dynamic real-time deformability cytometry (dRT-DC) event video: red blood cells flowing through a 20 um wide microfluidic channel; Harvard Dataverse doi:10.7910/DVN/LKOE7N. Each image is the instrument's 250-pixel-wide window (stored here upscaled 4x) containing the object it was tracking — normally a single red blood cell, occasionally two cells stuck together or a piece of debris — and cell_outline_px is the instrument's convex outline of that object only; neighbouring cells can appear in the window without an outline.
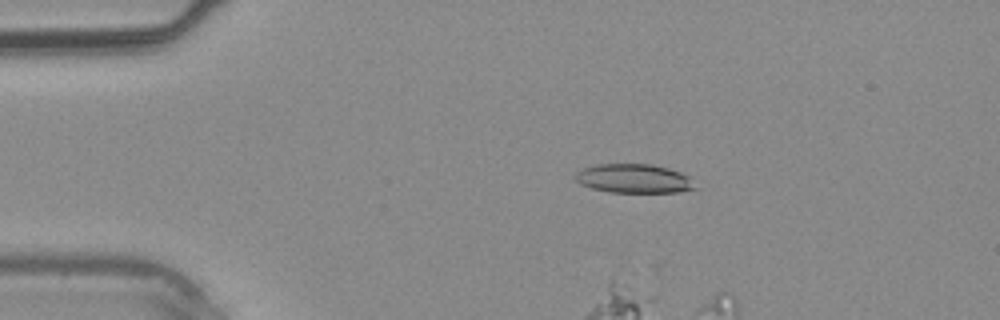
{"species": "common noctule bat (a hibernating species)", "species_latin": "Nyctalus noctula", "temperature_condition": "warm", "stored_images_in_passage": 11, "camera_frame_rate_fps": 3000, "um_per_image_px": 0.085, "animal": {"sex": "male", "body_mass_g": 20.4}, "frame": {"image": 1, "passage_image": 7, "time_ms": 2.0, "image_size_px": [1000, 320], "cell_outline_px": [[700, 188], [680, 192], [608, 192], [592, 188], [580, 184], [576, 180], [576, 172], [584, 168], [596, 164], [652, 164], [668, 168], [680, 172], [688, 176]], "centroid_in_image_um": [53.93, 15.18], "position_along_channel_um": 31.1, "area_um2": 20.35}}